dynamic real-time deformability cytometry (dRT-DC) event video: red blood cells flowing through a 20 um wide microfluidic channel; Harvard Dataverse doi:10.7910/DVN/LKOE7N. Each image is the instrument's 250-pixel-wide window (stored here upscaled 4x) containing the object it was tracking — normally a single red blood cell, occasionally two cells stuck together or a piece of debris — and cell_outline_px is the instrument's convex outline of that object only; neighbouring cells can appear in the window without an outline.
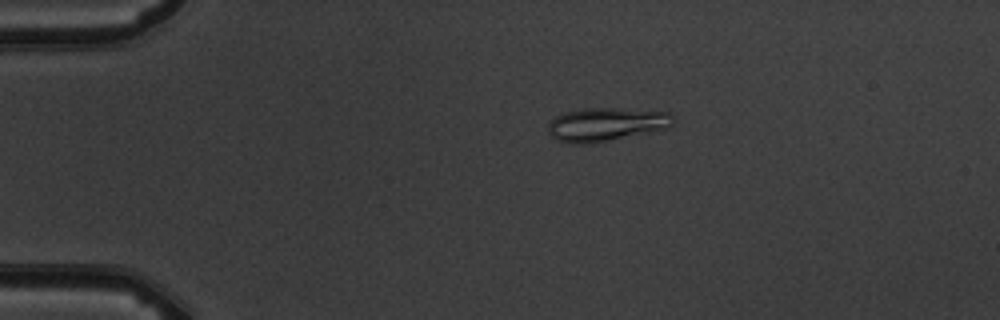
{"species": "common noctule bat (a hibernating species)", "species_latin": "Nyctalus noctula", "temperature_condition": "warm", "stored_images_in_passage": 5, "camera_frame_rate_fps": 3000, "um_per_image_px": 0.085, "animal": {"sex": "male", "body_mass_g": 19.5, "forearm_length_mm": 54.6}, "frame": {"image": 1, "passage_image": 1, "time_ms": 0.0, "image_size_px": [1000, 320], "cell_outline_px": [[676, 120], [668, 128], [588, 144], [568, 144], [556, 140], [548, 132], [548, 124], [556, 116], [564, 112], [584, 108], [616, 108], [672, 112], [676, 116]], "centroid_in_image_um": [51.53, 10.56], "position_along_channel_um": 33.5, "area_um2": 24.57}}
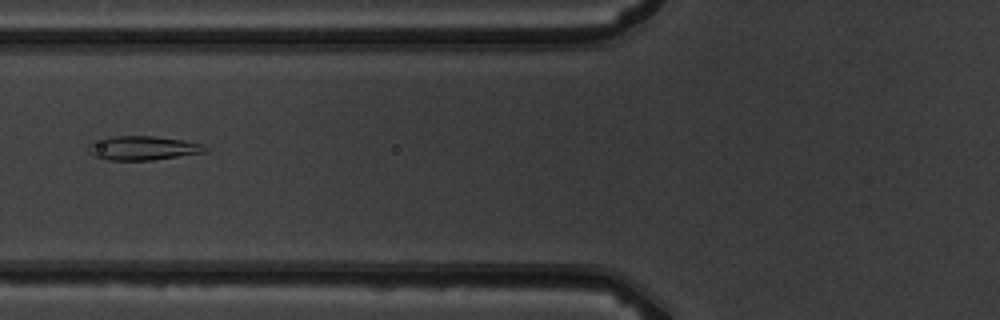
{"frame": {"image": 2, "passage_image": 4, "time_ms": 3.333, "image_size_px": [1000, 320], "cell_outline_px": [[208, 152], [152, 160], [108, 160], [92, 156], [88, 152], [88, 144], [92, 140], [104, 136], [152, 136], [184, 140], [204, 144], [208, 148]], "centroid_in_image_um": [12.1, 12.57], "position_along_channel_um": 113.7, "area_um2": 16.82}}
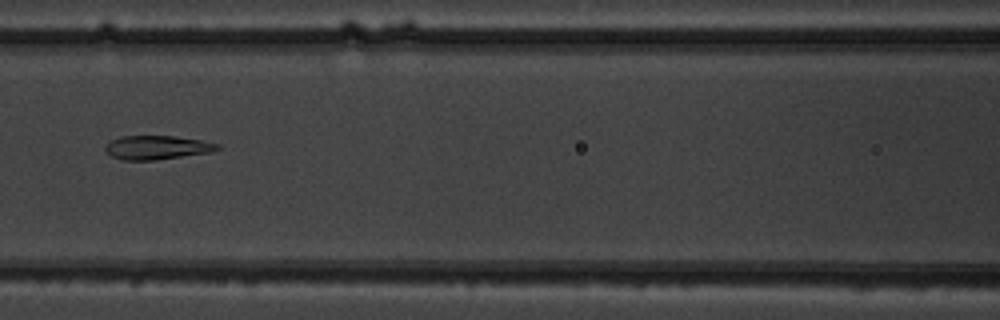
{"frame": {"image": 3, "passage_image": 5, "time_ms": 4.333, "image_size_px": [1000, 320], "cell_outline_px": [[220, 148], [212, 152], [156, 160], [124, 160], [112, 156], [104, 148], [112, 140], [120, 136], [176, 136], [200, 140], [220, 144]], "centroid_in_image_um": [13.38, 12.53], "position_along_channel_um": 153.2, "area_um2": 15.49}}